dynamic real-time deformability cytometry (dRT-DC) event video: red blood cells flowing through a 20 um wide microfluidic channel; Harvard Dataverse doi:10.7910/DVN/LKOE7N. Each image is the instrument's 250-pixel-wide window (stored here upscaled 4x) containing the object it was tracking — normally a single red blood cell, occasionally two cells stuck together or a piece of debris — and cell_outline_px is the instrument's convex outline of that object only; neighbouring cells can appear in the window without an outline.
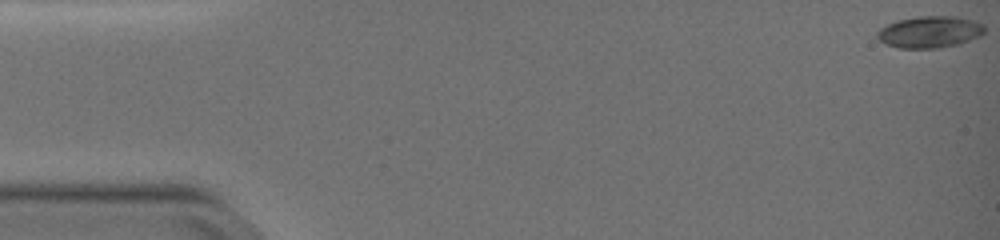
{"species": "common noctule bat (a hibernating species)", "species_latin": "Nyctalus noctula", "temperature_condition": "warm", "stored_images_in_passage": 13, "camera_frame_rate_fps": 3000, "um_per_image_px": 0.085, "animal": {"sex": "female", "body_mass_g": 19.0, "forearm_length_mm": 51.5}, "frame": {"image": 1, "passage_image": 1, "time_ms": 0.0, "image_size_px": [1000, 240], "cell_outline_px": [[984, 32], [980, 36], [960, 44], [936, 48], [900, 48], [884, 44], [876, 36], [876, 32], [880, 28], [888, 24], [900, 20], [916, 16], [952, 16], [972, 20], [984, 24]], "centroid_in_image_um": [79.02, 2.72], "position_along_channel_um": 6.0, "area_um2": 19.83}}